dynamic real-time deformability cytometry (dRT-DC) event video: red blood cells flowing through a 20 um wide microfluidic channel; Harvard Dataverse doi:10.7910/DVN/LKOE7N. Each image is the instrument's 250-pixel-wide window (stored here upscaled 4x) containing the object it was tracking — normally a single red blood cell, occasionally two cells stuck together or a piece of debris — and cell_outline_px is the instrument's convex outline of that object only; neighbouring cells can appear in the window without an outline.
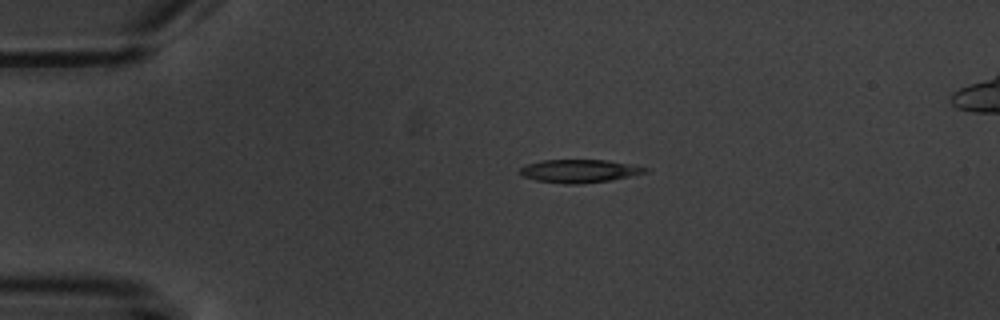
{"species": "common noctule bat (a hibernating species)", "species_latin": "Nyctalus noctula", "temperature_condition": "warm", "stored_images_in_passage": 3, "camera_frame_rate_fps": 3000, "um_per_image_px": 0.085, "animal": {"sex": "male", "body_mass_g": 20.1, "forearm_length_mm": 53.5}, "frame": {"image": 1, "passage_image": 1, "time_ms": 0.0, "image_size_px": [1000, 320], "cell_outline_px": [[648, 172], [612, 180], [576, 184], [564, 184], [536, 180], [524, 176], [520, 172], [520, 168], [524, 164], [544, 160], [608, 160], [648, 168]], "centroid_in_image_um": [49.23, 14.53], "position_along_channel_um": 35.8, "area_um2": 16.76}}